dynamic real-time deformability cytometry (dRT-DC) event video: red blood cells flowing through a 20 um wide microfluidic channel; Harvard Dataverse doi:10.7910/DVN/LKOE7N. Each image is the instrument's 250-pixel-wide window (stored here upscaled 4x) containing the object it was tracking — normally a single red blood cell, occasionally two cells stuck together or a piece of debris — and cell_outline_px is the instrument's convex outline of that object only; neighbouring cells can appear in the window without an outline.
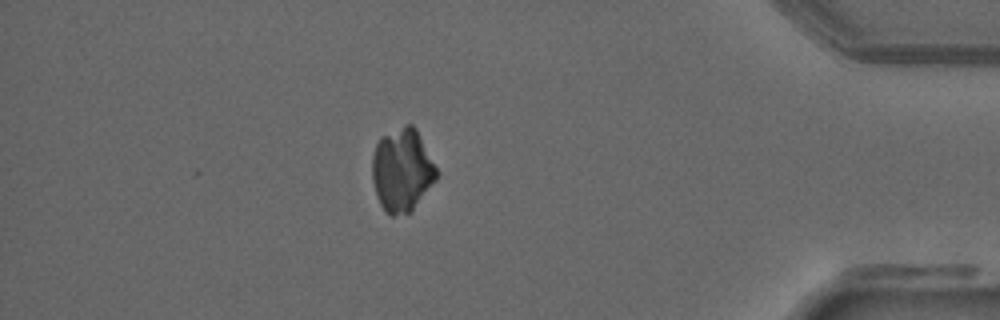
{"species": "common noctule bat (a hibernating species)", "species_latin": "Nyctalus noctula", "temperature_condition": "warm", "stored_images_in_passage": 52, "camera_frame_rate_fps": 3000, "um_per_image_px": 0.085, "animal": {"sex": "male", "forearm_length_mm": 52.5}, "frame": {"image": 1, "passage_image": 44, "time_ms": 14.333, "image_size_px": [1000, 320], "cell_outline_px": [[436, 180], [412, 212], [392, 216], [388, 216], [384, 212], [376, 196], [372, 180], [372, 156], [376, 144], [380, 136], [404, 124], [412, 124], [416, 128], [436, 168]], "centroid_in_image_um": [34.14, 14.48], "position_along_channel_um": 401.1, "area_um2": 31.44}}
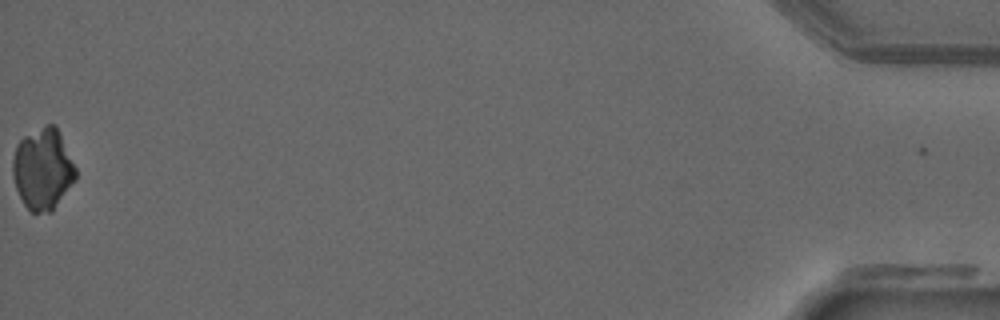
{"frame": {"image": 2, "passage_image": 51, "time_ms": 16.667, "image_size_px": [1000, 320], "cell_outline_px": [[76, 180], [52, 212], [32, 212], [24, 204], [16, 188], [12, 176], [12, 160], [16, 144], [24, 136], [48, 124], [56, 124], [76, 168]], "centroid_in_image_um": [3.64, 14.37], "position_along_channel_um": 431.6, "area_um2": 29.94}}